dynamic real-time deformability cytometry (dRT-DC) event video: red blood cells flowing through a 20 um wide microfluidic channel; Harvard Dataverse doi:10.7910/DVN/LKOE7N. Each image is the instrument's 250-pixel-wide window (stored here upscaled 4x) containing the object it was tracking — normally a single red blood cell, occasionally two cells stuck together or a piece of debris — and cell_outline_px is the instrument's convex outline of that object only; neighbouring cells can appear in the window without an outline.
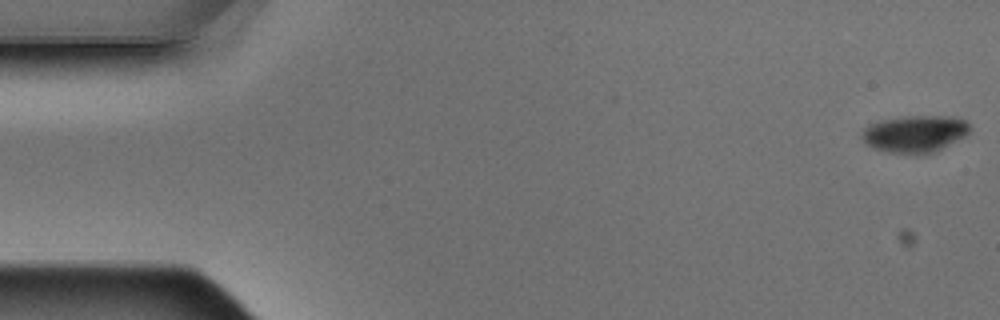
{"species": "Egyptian fruit bat (a non-hibernating species)", "species_latin": "Rousettus aegyptiacus", "temperature_condition": "warm", "stored_images_in_passage": 5, "camera_frame_rate_fps": 3000, "um_per_image_px": 0.085, "animal": {"sex": "male"}, "frame": {"image": 1, "passage_image": 1, "time_ms": 0.0, "image_size_px": [1000, 320], "cell_outline_px": [[972, 128], [964, 136], [936, 152], [916, 156], [912, 156], [888, 152], [872, 148], [860, 136], [864, 128], [868, 124], [880, 120], [904, 116], [956, 116], [968, 120]], "centroid_in_image_um": [77.78, 11.38], "position_along_channel_um": 7.2, "area_um2": 23.99}}
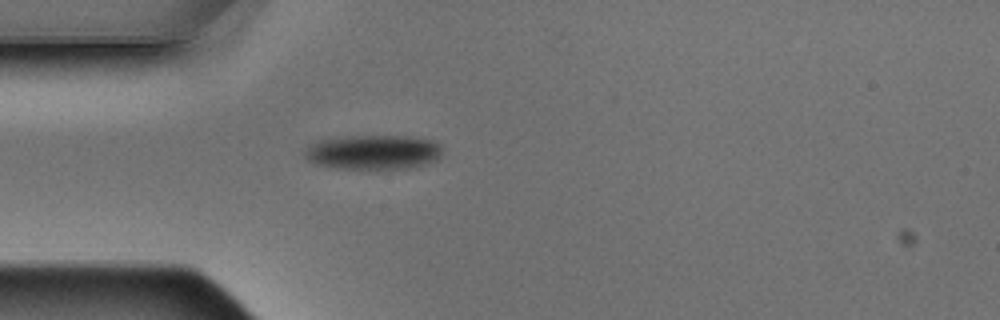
{"frame": {"image": 2, "passage_image": 5, "time_ms": 1.333, "image_size_px": [1000, 320], "cell_outline_px": [[444, 152], [436, 160], [416, 168], [336, 168], [316, 164], [308, 160], [304, 156], [304, 148], [320, 140], [348, 136], [412, 136], [432, 140], [440, 144]], "centroid_in_image_um": [31.77, 12.93], "position_along_channel_um": 53.2, "area_um2": 27.86}}